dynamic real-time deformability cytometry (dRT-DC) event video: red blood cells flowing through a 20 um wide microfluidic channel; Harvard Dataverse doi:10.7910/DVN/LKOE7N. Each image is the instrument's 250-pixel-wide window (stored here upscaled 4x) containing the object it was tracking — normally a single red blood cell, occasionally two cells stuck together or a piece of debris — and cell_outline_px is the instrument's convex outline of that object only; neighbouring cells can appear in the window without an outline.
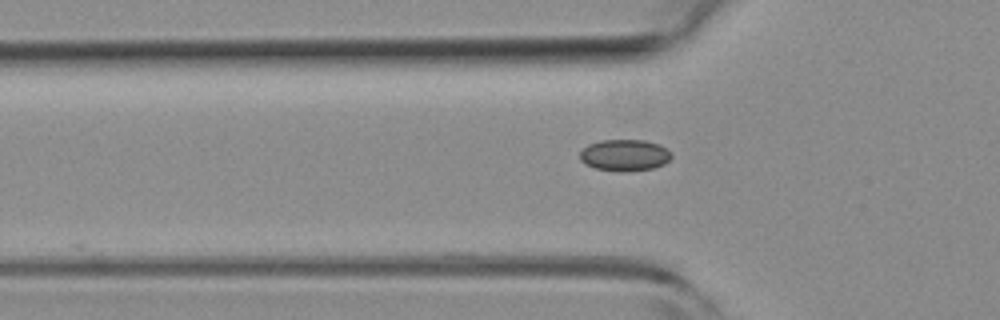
{"species": "common noctule bat (a hibernating species)", "species_latin": "Nyctalus noctula", "temperature_condition": "room temperature", "stored_images_in_passage": 7, "camera_frame_rate_fps": 3000, "um_per_image_px": 0.085, "animal": {"sex": "female", "body_mass_g": 19.3, "forearm_length_mm": 54.1}, "frame": {"image": 1, "passage_image": 6, "time_ms": 1.667, "image_size_px": [1000, 320], "cell_outline_px": [[672, 156], [664, 164], [652, 168], [624, 172], [620, 172], [596, 168], [584, 164], [580, 160], [580, 152], [588, 144], [600, 140], [644, 140], [660, 144], [672, 152]], "centroid_in_image_um": [53.09, 13.18], "position_along_channel_um": 72.7, "area_um2": 16.94}}
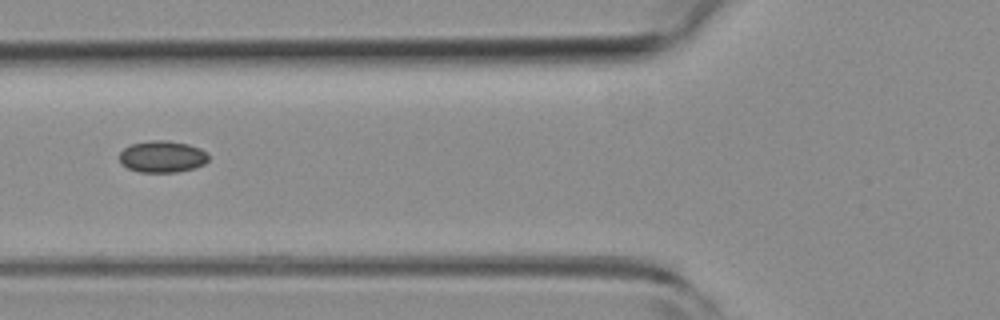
{"frame": {"image": 2, "passage_image": 7, "time_ms": 2.0, "image_size_px": [1000, 320], "cell_outline_px": [[208, 160], [204, 164], [196, 168], [176, 172], [140, 172], [128, 168], [120, 160], [120, 152], [124, 148], [132, 144], [152, 140], [168, 140], [188, 144], [200, 148], [208, 152]], "centroid_in_image_um": [13.84, 13.31], "position_along_channel_um": 112.0, "area_um2": 16.47}}